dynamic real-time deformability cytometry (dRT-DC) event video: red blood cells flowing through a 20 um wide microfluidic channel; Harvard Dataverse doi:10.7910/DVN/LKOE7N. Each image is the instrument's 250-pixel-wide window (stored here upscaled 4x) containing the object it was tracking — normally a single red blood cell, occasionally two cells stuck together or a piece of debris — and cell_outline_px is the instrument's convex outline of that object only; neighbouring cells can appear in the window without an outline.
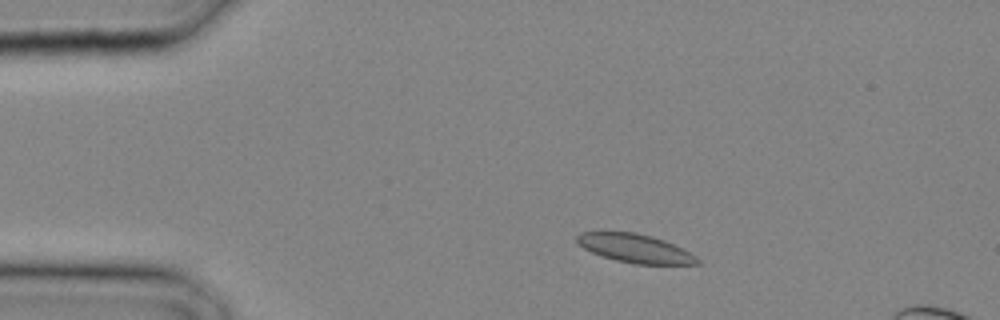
{"species": "common noctule bat (a hibernating species)", "species_latin": "Nyctalus noctula", "temperature_condition": "cold", "stored_images_in_passage": 19, "camera_frame_rate_fps": 3000, "um_per_image_px": 0.085, "animal": {"sex": "male", "body_mass_g": 20.4}, "frame": {"image": 1, "passage_image": 4, "time_ms": 1.0, "image_size_px": [1000, 320], "cell_outline_px": [[700, 264], [636, 264], [616, 260], [592, 252], [584, 248], [576, 240], [576, 236], [580, 232], [636, 232], [652, 236], [664, 240], [696, 256], [700, 260]], "centroid_in_image_um": [53.98, 21.11], "position_along_channel_um": 31.0, "area_um2": 19.77}}
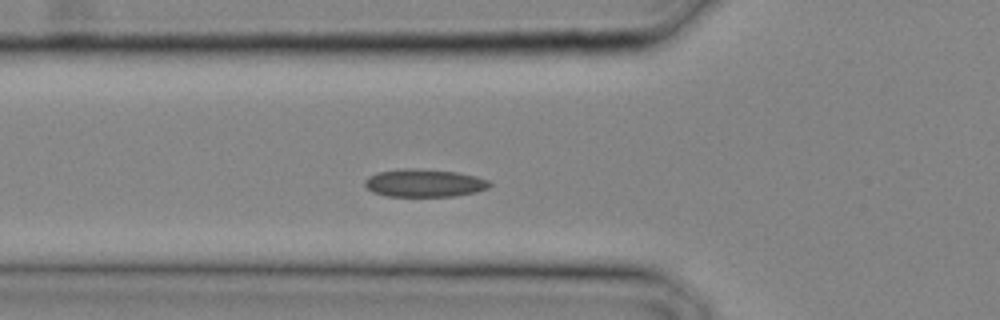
{"frame": {"image": 2, "passage_image": 9, "time_ms": 2.667, "image_size_px": [1000, 320], "cell_outline_px": [[492, 184], [488, 188], [476, 192], [456, 196], [388, 196], [372, 192], [364, 184], [364, 180], [368, 176], [380, 172], [408, 168], [456, 172], [476, 176], [488, 180]], "centroid_in_image_um": [36.08, 15.57], "position_along_channel_um": 89.7, "area_um2": 20.06}}
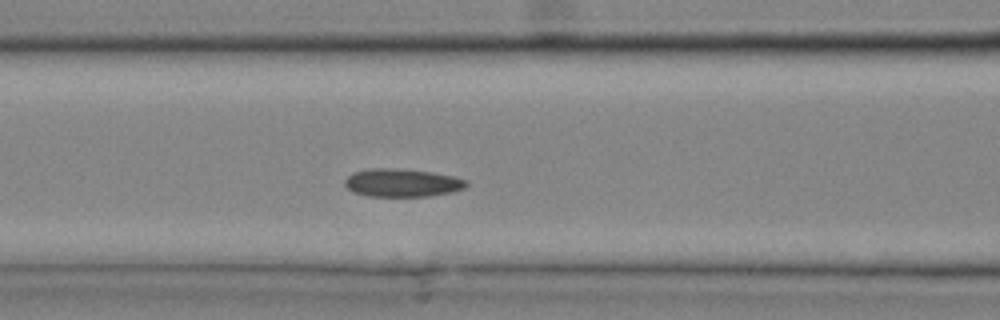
{"frame": {"image": 3, "passage_image": 11, "time_ms": 3.333, "image_size_px": [1000, 320], "cell_outline_px": [[468, 184], [464, 188], [452, 192], [428, 196], [368, 196], [352, 192], [344, 184], [344, 180], [352, 172], [368, 168], [396, 168], [432, 172], [452, 176], [468, 180]], "centroid_in_image_um": [34.15, 15.53], "position_along_channel_um": 132.4, "area_um2": 20.0}}